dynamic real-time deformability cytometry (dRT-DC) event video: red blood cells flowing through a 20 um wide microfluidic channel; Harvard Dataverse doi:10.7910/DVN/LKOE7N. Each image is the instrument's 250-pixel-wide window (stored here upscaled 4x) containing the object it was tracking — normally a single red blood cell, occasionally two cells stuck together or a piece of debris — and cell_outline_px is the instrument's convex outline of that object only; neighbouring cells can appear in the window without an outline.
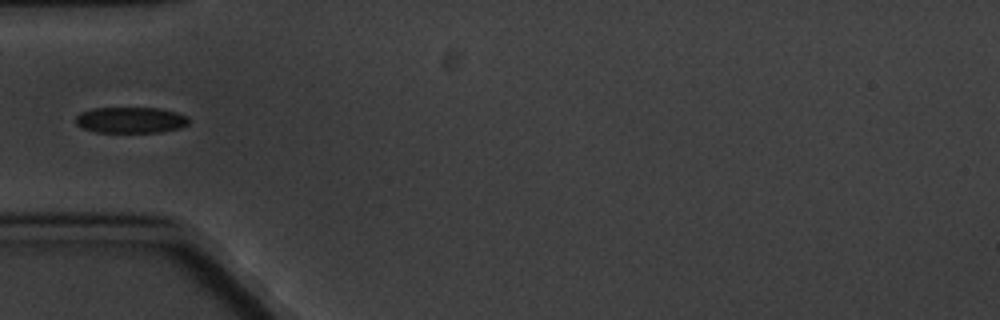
{"species": "common noctule bat (a hibernating species)", "species_latin": "Nyctalus noctula", "temperature_condition": "cold", "stored_images_in_passage": 9, "camera_frame_rate_fps": 3000, "um_per_image_px": 0.085, "animal": {"sex": "male", "body_mass_g": 20.1, "forearm_length_mm": 53.5}, "frame": {"image": 1, "passage_image": 6, "time_ms": 5.667, "image_size_px": [1000, 320], "cell_outline_px": [[188, 124], [180, 128], [160, 132], [96, 132], [80, 128], [76, 124], [76, 116], [80, 112], [92, 108], [160, 108], [176, 112], [188, 116]], "centroid_in_image_um": [11.08, 10.2], "position_along_channel_um": 73.9, "area_um2": 17.28}}